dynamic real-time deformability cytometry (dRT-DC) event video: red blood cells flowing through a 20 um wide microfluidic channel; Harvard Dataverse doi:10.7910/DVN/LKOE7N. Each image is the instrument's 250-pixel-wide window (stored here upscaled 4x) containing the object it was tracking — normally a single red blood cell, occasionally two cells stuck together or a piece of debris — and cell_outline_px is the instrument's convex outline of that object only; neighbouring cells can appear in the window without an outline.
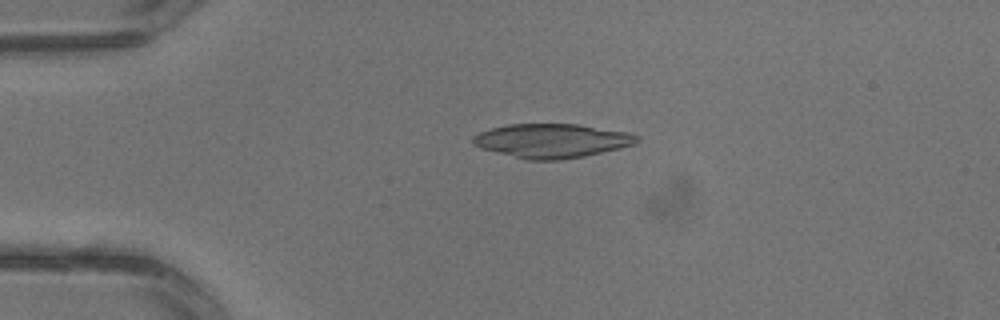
{"species": "common noctule bat (a hibernating species)", "species_latin": "Nyctalus noctula", "temperature_condition": "warm", "stored_images_in_passage": 3, "camera_frame_rate_fps": 3000, "um_per_image_px": 0.085, "animal": {"sex": "male", "body_mass_g": 13.3}, "frame": {"image": 1, "passage_image": 2, "time_ms": 0.333, "image_size_px": [1000, 320], "cell_outline_px": [[640, 140], [636, 144], [620, 148], [584, 156], [560, 160], [528, 160], [480, 148], [472, 144], [472, 136], [480, 132], [492, 128], [508, 124], [580, 124], [628, 132], [640, 136]], "centroid_in_image_um": [46.93, 11.96], "position_along_channel_um": 38.1, "area_um2": 32.66}}